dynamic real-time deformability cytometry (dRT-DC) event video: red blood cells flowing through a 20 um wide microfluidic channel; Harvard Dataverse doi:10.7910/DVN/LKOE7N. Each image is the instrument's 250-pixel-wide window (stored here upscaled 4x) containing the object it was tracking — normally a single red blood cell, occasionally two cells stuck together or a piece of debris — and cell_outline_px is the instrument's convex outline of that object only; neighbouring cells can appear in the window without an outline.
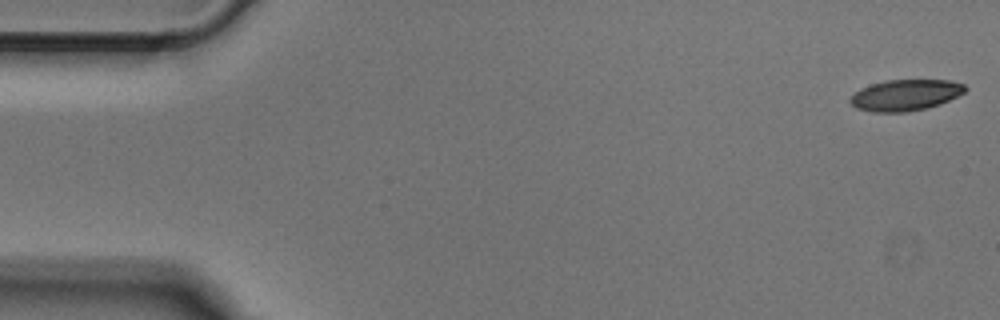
{"species": "Egyptian fruit bat (a non-hibernating species)", "species_latin": "Rousettus aegyptiacus", "temperature_condition": "cold", "stored_images_in_passage": 50, "camera_frame_rate_fps": 3000, "um_per_image_px": 0.085, "animal": {"sex": "male"}, "frame": {"image": 1, "passage_image": 1, "time_ms": 0.0, "image_size_px": [1000, 320], "cell_outline_px": [[968, 88], [964, 92], [940, 104], [928, 108], [904, 112], [872, 112], [856, 108], [848, 100], [860, 88], [884, 80], [952, 80], [964, 84]], "centroid_in_image_um": [76.96, 8.08], "position_along_channel_um": 8.0, "area_um2": 20.87}}
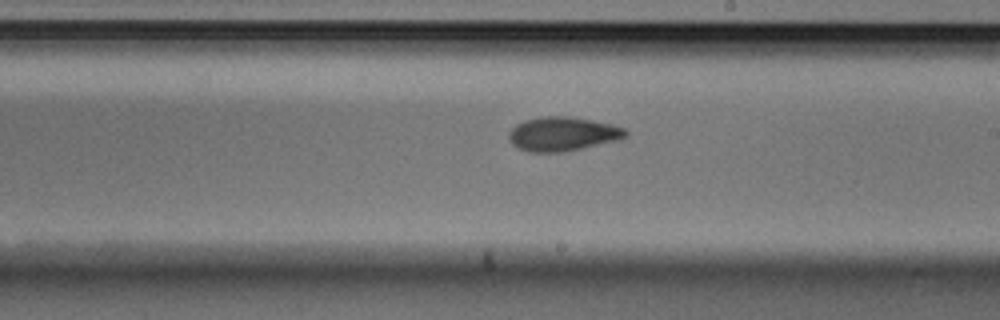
{"frame": {"image": 2, "passage_image": 28, "time_ms": 9.0, "image_size_px": [1000, 320], "cell_outline_px": [[628, 136], [620, 140], [560, 152], [528, 152], [512, 144], [508, 136], [508, 132], [516, 124], [524, 120], [544, 116], [568, 116], [592, 120], [612, 124], [624, 128], [628, 132]], "centroid_in_image_um": [47.83, 11.38], "position_along_channel_um": 241.2, "area_um2": 23.18}}
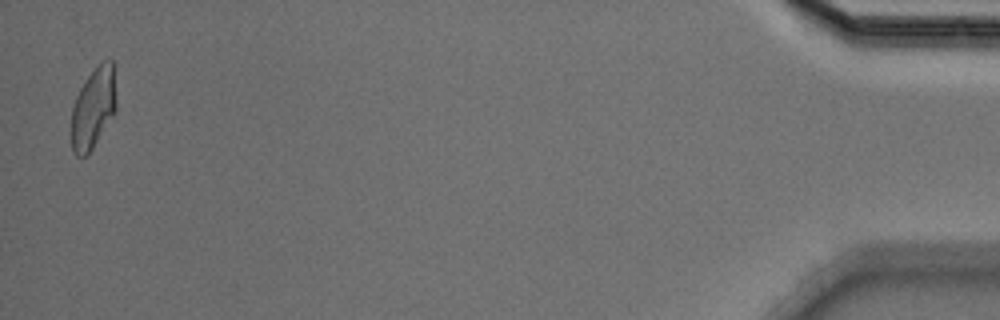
{"frame": {"image": 3, "passage_image": 49, "time_ms": 16.0, "image_size_px": [1000, 320], "cell_outline_px": [[116, 108], [112, 116], [88, 156], [76, 156], [72, 152], [72, 108], [76, 96], [80, 88], [88, 76], [104, 60], [112, 60], [116, 100]], "centroid_in_image_um": [7.92, 9.23], "position_along_channel_um": 427.3, "area_um2": 20.81}}